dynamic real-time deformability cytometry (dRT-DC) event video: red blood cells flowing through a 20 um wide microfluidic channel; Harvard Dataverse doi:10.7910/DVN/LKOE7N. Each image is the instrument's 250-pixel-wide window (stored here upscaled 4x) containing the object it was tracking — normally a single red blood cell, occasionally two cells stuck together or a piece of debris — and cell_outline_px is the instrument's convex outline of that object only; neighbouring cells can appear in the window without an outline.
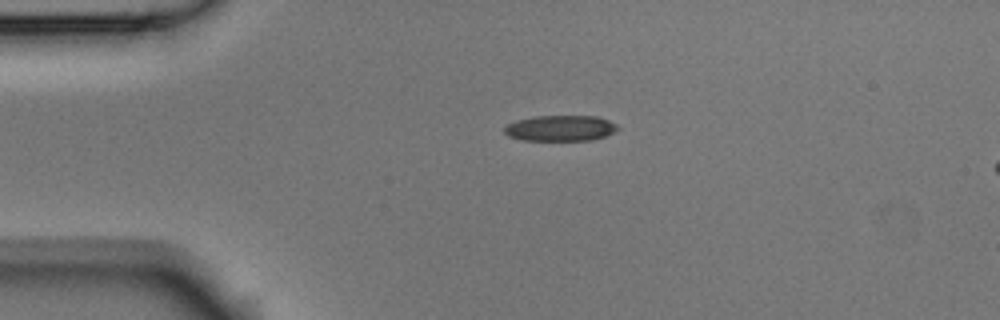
{"species": "Egyptian fruit bat (a non-hibernating species)", "species_latin": "Rousettus aegyptiacus", "temperature_condition": "room temperature", "stored_images_in_passage": 3, "segment_of_instrument_passage": [1, 2], "camera_frame_rate_fps": 3000, "um_per_image_px": 0.085, "animal": {"sex": "male"}, "frame": {"image": 1, "passage_image": 1, "time_ms": 0.0, "image_size_px": [1000, 320], "cell_outline_px": [[620, 128], [604, 136], [592, 140], [524, 140], [508, 136], [504, 132], [504, 128], [508, 124], [516, 120], [536, 116], [596, 116], [608, 120], [616, 124]], "centroid_in_image_um": [47.62, 10.89], "position_along_channel_um": 37.4, "area_um2": 16.88}}